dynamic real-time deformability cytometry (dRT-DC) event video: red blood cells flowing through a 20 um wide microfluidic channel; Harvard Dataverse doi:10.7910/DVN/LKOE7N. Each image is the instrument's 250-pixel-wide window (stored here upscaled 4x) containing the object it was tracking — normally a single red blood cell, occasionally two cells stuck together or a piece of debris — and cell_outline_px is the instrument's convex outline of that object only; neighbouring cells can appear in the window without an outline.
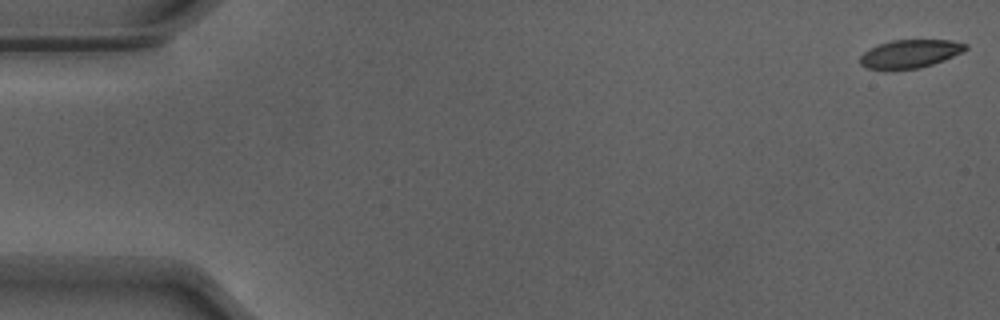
{"species": "Egyptian fruit bat (a non-hibernating species)", "species_latin": "Rousettus aegyptiacus", "temperature_condition": "warm", "stored_images_in_passage": 47, "camera_frame_rate_fps": 3000, "um_per_image_px": 0.085, "animal": {"sex": "male"}, "frame": {"image": 1, "passage_image": 1, "time_ms": 0.0, "image_size_px": [1000, 320], "cell_outline_px": [[968, 48], [964, 52], [944, 60], [920, 68], [884, 72], [864, 68], [860, 64], [860, 56], [864, 52], [880, 44], [892, 40], [952, 40], [968, 44]], "centroid_in_image_um": [77.33, 4.61], "position_along_channel_um": 7.7, "area_um2": 17.92}}
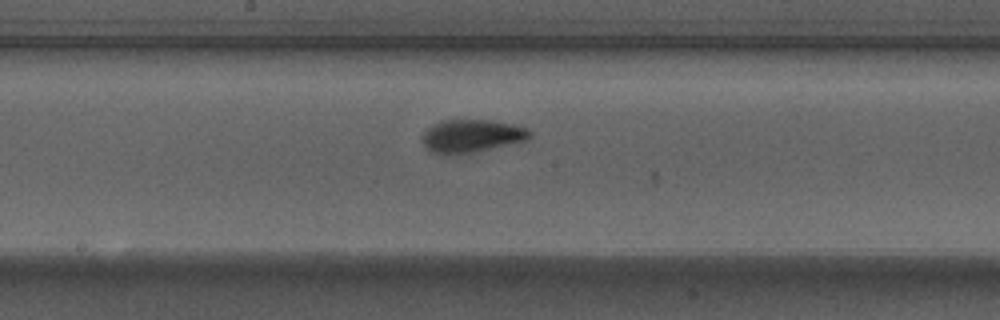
{"frame": {"image": 2, "passage_image": 28, "time_ms": 9.0, "image_size_px": [1000, 320], "cell_outline_px": [[532, 136], [528, 140], [472, 152], [432, 152], [424, 148], [420, 136], [432, 124], [440, 120], [492, 120], [516, 124], [528, 128], [532, 132]], "centroid_in_image_um": [40.12, 11.51], "position_along_channel_um": 208.1, "area_um2": 20.52}}
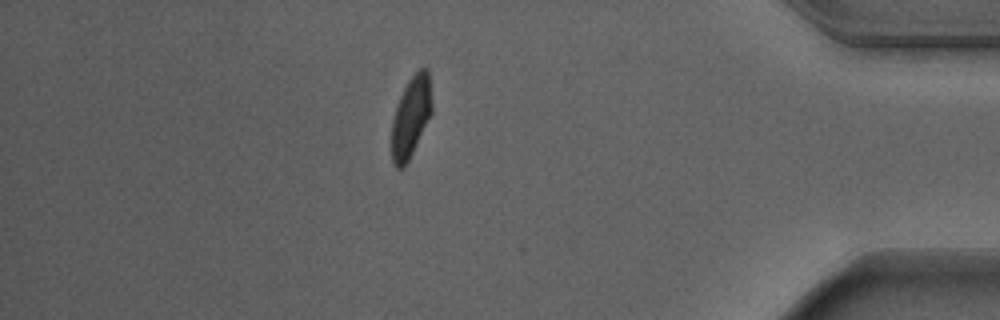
{"frame": {"image": 3, "passage_image": 46, "time_ms": 15.0, "image_size_px": [1000, 320], "cell_outline_px": [[432, 112], [408, 160], [400, 168], [396, 168], [392, 164], [392, 120], [400, 96], [408, 80], [420, 68], [428, 68], [432, 104]], "centroid_in_image_um": [34.93, 9.9], "position_along_channel_um": 400.3, "area_um2": 18.55}, "authors_computed_cell_mechanics": {"area_um2": 19.363, "velocity_mm_per_s": 3.8936, "shape_relaxation_time_tau1_ms": 3.4571, "shape_relaxation_time_tau2_ms": 0.7186, "deformation_change_tau1": 0.1453, "deformation_change_tau2": 0.0699}}